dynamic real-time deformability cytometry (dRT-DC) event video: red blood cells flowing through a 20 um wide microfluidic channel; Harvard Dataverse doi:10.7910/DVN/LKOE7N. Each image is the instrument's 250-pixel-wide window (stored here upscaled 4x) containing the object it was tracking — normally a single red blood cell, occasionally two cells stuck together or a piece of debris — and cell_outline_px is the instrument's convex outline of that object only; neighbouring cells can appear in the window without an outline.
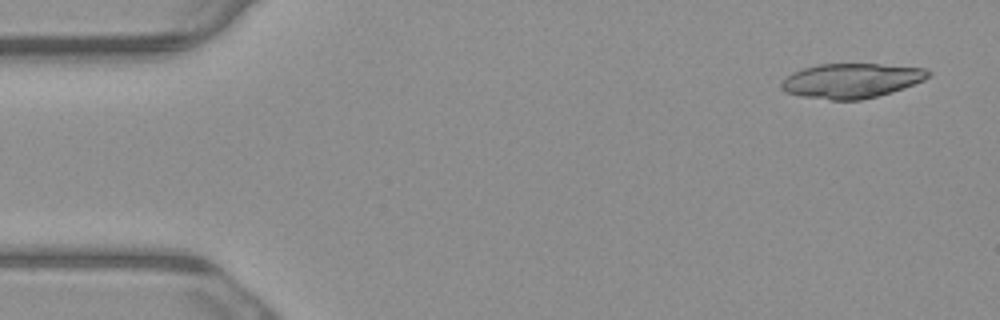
{"species": "common noctule bat (a hibernating species)", "species_latin": "Nyctalus noctula", "temperature_condition": "warm", "stored_images_in_passage": 6, "camera_frame_rate_fps": 3000, "um_per_image_px": 0.085, "animal": {"sex": "male", "body_mass_g": 23.1, "forearm_length_mm": 52.7}, "frame": {"image": 1, "passage_image": 1, "time_ms": 0.0, "image_size_px": [1000, 320], "cell_outline_px": [[932, 72], [924, 80], [904, 88], [892, 92], [860, 100], [832, 100], [800, 96], [784, 92], [780, 88], [780, 84], [784, 76], [792, 72], [816, 64], [880, 64], [924, 68]], "centroid_in_image_um": [72.32, 6.86], "position_along_channel_um": 12.7, "area_um2": 29.88}}
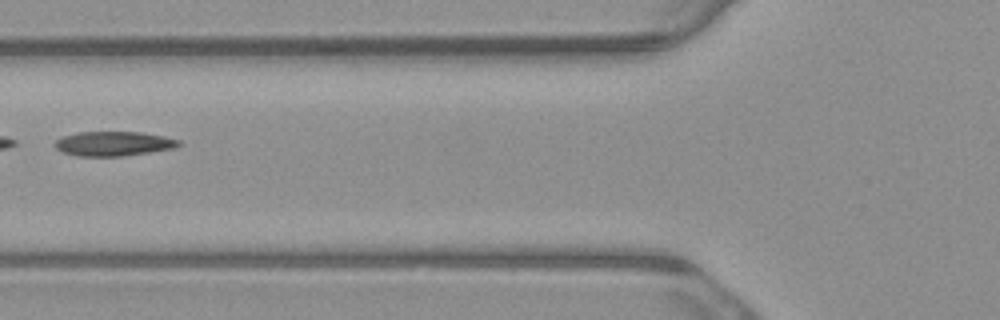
{"frame": {"image": 2, "passage_image": 6, "time_ms": 1.667, "image_size_px": [1000, 320], "cell_outline_px": [[180, 144], [176, 148], [120, 156], [76, 156], [64, 152], [56, 148], [52, 144], [56, 140], [64, 136], [76, 132], [140, 132], [164, 136], [180, 140]], "centroid_in_image_um": [9.64, 12.21], "position_along_channel_um": 116.2, "area_um2": 17.63}}